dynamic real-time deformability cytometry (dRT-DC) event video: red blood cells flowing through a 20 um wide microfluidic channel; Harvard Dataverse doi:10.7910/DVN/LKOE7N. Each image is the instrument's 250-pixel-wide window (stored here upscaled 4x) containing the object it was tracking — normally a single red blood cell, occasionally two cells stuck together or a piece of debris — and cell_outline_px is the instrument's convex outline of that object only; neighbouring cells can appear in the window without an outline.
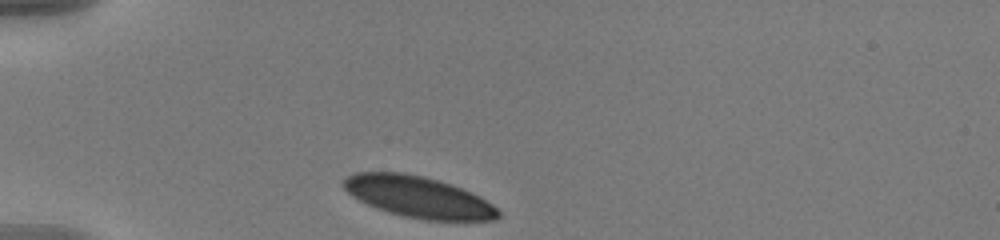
{"species": "human", "species_latin": "Homo sapiens", "temperature_condition": "warm", "stored_images_in_passage": 35, "camera_frame_rate_fps": 3000, "um_per_image_px": 0.085, "donor": {"sex": "male"}, "frame": {"image": 1, "passage_image": 1, "time_ms": 0.0, "image_size_px": [1000, 240], "cell_outline_px": [[500, 216], [496, 220], [424, 220], [404, 216], [388, 212], [376, 208], [352, 196], [340, 184], [348, 176], [356, 172], [404, 172], [424, 176], [452, 184], [480, 196], [492, 204], [500, 212]], "centroid_in_image_um": [35.56, 16.73], "position_along_channel_um": 49.4, "area_um2": 37.22}}
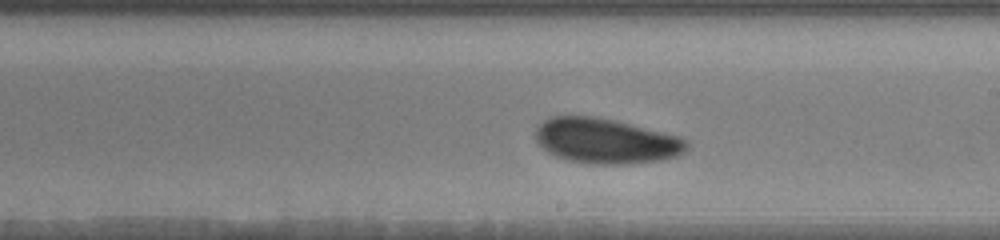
{"frame": {"image": 2, "passage_image": 19, "time_ms": 6.0, "image_size_px": [1000, 240], "cell_outline_px": [[688, 148], [684, 152], [676, 156], [660, 160], [628, 164], [592, 164], [568, 160], [556, 156], [548, 152], [536, 140], [536, 124], [552, 116], [596, 116], [680, 136], [688, 140]], "centroid_in_image_um": [51.5, 11.98], "position_along_channel_um": 237.5, "area_um2": 39.77}}
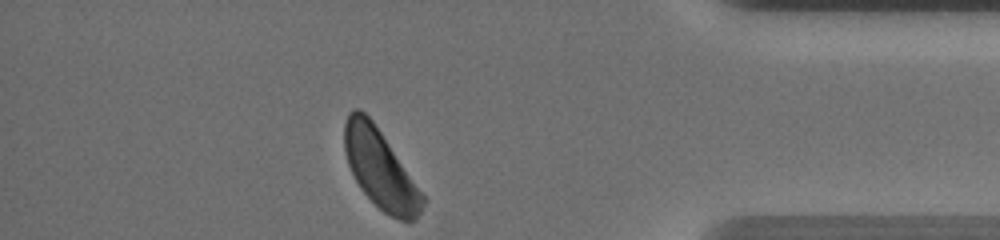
{"frame": {"image": 3, "passage_image": 35, "time_ms": 11.333, "image_size_px": [1000, 240], "cell_outline_px": [[428, 200], [420, 212], [412, 220], [400, 220], [384, 212], [360, 188], [348, 164], [344, 148], [344, 124], [348, 112], [352, 108], [360, 108], [372, 120]], "centroid_in_image_um": [32.31, 14.34], "position_along_channel_um": 402.9, "area_um2": 35.43}, "authors_computed_cell_mechanics": {"area_um2": 38.6104, "velocity_mm_per_s": 3.5881, "shape_relaxation_time_tau1_ms": 2.6394, "shape_relaxation_time_tau2_ms": null, "deformation_change_tau1": 0.0819, "deformation_change_tau2": null}}